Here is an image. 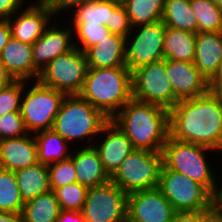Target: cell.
<instances>
[{
  "mask_svg": "<svg viewBox=\"0 0 222 222\" xmlns=\"http://www.w3.org/2000/svg\"><path fill=\"white\" fill-rule=\"evenodd\" d=\"M169 124L172 138L222 151V102L211 90L179 100L169 110Z\"/></svg>",
  "mask_w": 222,
  "mask_h": 222,
  "instance_id": "1",
  "label": "cell"
},
{
  "mask_svg": "<svg viewBox=\"0 0 222 222\" xmlns=\"http://www.w3.org/2000/svg\"><path fill=\"white\" fill-rule=\"evenodd\" d=\"M138 150L162 152L170 135L169 110L131 98L111 119Z\"/></svg>",
  "mask_w": 222,
  "mask_h": 222,
  "instance_id": "2",
  "label": "cell"
},
{
  "mask_svg": "<svg viewBox=\"0 0 222 222\" xmlns=\"http://www.w3.org/2000/svg\"><path fill=\"white\" fill-rule=\"evenodd\" d=\"M78 95L111 120L132 98V72L127 67L88 68Z\"/></svg>",
  "mask_w": 222,
  "mask_h": 222,
  "instance_id": "3",
  "label": "cell"
},
{
  "mask_svg": "<svg viewBox=\"0 0 222 222\" xmlns=\"http://www.w3.org/2000/svg\"><path fill=\"white\" fill-rule=\"evenodd\" d=\"M109 120L79 95H66L54 119L52 130L69 144L86 139L87 147H91Z\"/></svg>",
  "mask_w": 222,
  "mask_h": 222,
  "instance_id": "4",
  "label": "cell"
},
{
  "mask_svg": "<svg viewBox=\"0 0 222 222\" xmlns=\"http://www.w3.org/2000/svg\"><path fill=\"white\" fill-rule=\"evenodd\" d=\"M215 150L189 142L167 138L162 150L163 164L175 172L183 173L190 179L202 184L214 197L218 192L216 172L209 166L207 153Z\"/></svg>",
  "mask_w": 222,
  "mask_h": 222,
  "instance_id": "5",
  "label": "cell"
},
{
  "mask_svg": "<svg viewBox=\"0 0 222 222\" xmlns=\"http://www.w3.org/2000/svg\"><path fill=\"white\" fill-rule=\"evenodd\" d=\"M158 188L178 214H198L214 208V196L202 184L164 164Z\"/></svg>",
  "mask_w": 222,
  "mask_h": 222,
  "instance_id": "6",
  "label": "cell"
},
{
  "mask_svg": "<svg viewBox=\"0 0 222 222\" xmlns=\"http://www.w3.org/2000/svg\"><path fill=\"white\" fill-rule=\"evenodd\" d=\"M162 165V152L135 149L110 176V180L127 195L156 188Z\"/></svg>",
  "mask_w": 222,
  "mask_h": 222,
  "instance_id": "7",
  "label": "cell"
},
{
  "mask_svg": "<svg viewBox=\"0 0 222 222\" xmlns=\"http://www.w3.org/2000/svg\"><path fill=\"white\" fill-rule=\"evenodd\" d=\"M25 81L24 96L21 99V116L24 125L29 133L41 130H52L54 119L59 112L63 99L66 97L64 92L41 84L38 80L32 87Z\"/></svg>",
  "mask_w": 222,
  "mask_h": 222,
  "instance_id": "8",
  "label": "cell"
},
{
  "mask_svg": "<svg viewBox=\"0 0 222 222\" xmlns=\"http://www.w3.org/2000/svg\"><path fill=\"white\" fill-rule=\"evenodd\" d=\"M87 70L85 53L75 47L50 61L37 80L66 95H78L82 90Z\"/></svg>",
  "mask_w": 222,
  "mask_h": 222,
  "instance_id": "9",
  "label": "cell"
},
{
  "mask_svg": "<svg viewBox=\"0 0 222 222\" xmlns=\"http://www.w3.org/2000/svg\"><path fill=\"white\" fill-rule=\"evenodd\" d=\"M132 98L170 110L178 100L166 72V59L132 72Z\"/></svg>",
  "mask_w": 222,
  "mask_h": 222,
  "instance_id": "10",
  "label": "cell"
},
{
  "mask_svg": "<svg viewBox=\"0 0 222 222\" xmlns=\"http://www.w3.org/2000/svg\"><path fill=\"white\" fill-rule=\"evenodd\" d=\"M165 31L166 26L162 21L132 28L126 37V67L131 72L164 60Z\"/></svg>",
  "mask_w": 222,
  "mask_h": 222,
  "instance_id": "11",
  "label": "cell"
},
{
  "mask_svg": "<svg viewBox=\"0 0 222 222\" xmlns=\"http://www.w3.org/2000/svg\"><path fill=\"white\" fill-rule=\"evenodd\" d=\"M127 194L111 180L89 187L81 210L86 222H126Z\"/></svg>",
  "mask_w": 222,
  "mask_h": 222,
  "instance_id": "12",
  "label": "cell"
},
{
  "mask_svg": "<svg viewBox=\"0 0 222 222\" xmlns=\"http://www.w3.org/2000/svg\"><path fill=\"white\" fill-rule=\"evenodd\" d=\"M177 216L158 187L127 195L126 222H175Z\"/></svg>",
  "mask_w": 222,
  "mask_h": 222,
  "instance_id": "13",
  "label": "cell"
},
{
  "mask_svg": "<svg viewBox=\"0 0 222 222\" xmlns=\"http://www.w3.org/2000/svg\"><path fill=\"white\" fill-rule=\"evenodd\" d=\"M26 7L8 18V23L12 38L33 45L55 16L40 2L34 1Z\"/></svg>",
  "mask_w": 222,
  "mask_h": 222,
  "instance_id": "14",
  "label": "cell"
},
{
  "mask_svg": "<svg viewBox=\"0 0 222 222\" xmlns=\"http://www.w3.org/2000/svg\"><path fill=\"white\" fill-rule=\"evenodd\" d=\"M166 72L178 101L192 99L210 90V83L193 62L166 59Z\"/></svg>",
  "mask_w": 222,
  "mask_h": 222,
  "instance_id": "15",
  "label": "cell"
},
{
  "mask_svg": "<svg viewBox=\"0 0 222 222\" xmlns=\"http://www.w3.org/2000/svg\"><path fill=\"white\" fill-rule=\"evenodd\" d=\"M60 27L58 23L50 24L39 39L32 45L33 47V63L34 67L41 72L43 68L53 59L60 55L66 54L73 48L74 38L73 29L68 27Z\"/></svg>",
  "mask_w": 222,
  "mask_h": 222,
  "instance_id": "16",
  "label": "cell"
},
{
  "mask_svg": "<svg viewBox=\"0 0 222 222\" xmlns=\"http://www.w3.org/2000/svg\"><path fill=\"white\" fill-rule=\"evenodd\" d=\"M99 135H104V138L101 137L99 144L93 147L98 152L105 171L111 176L135 148L125 133L111 120L104 125Z\"/></svg>",
  "mask_w": 222,
  "mask_h": 222,
  "instance_id": "17",
  "label": "cell"
},
{
  "mask_svg": "<svg viewBox=\"0 0 222 222\" xmlns=\"http://www.w3.org/2000/svg\"><path fill=\"white\" fill-rule=\"evenodd\" d=\"M38 162L33 133L0 140V168L16 172Z\"/></svg>",
  "mask_w": 222,
  "mask_h": 222,
  "instance_id": "18",
  "label": "cell"
},
{
  "mask_svg": "<svg viewBox=\"0 0 222 222\" xmlns=\"http://www.w3.org/2000/svg\"><path fill=\"white\" fill-rule=\"evenodd\" d=\"M1 62L14 80H24L33 83L40 72L34 67L33 47L31 44L10 38L2 50ZM33 78V79H32Z\"/></svg>",
  "mask_w": 222,
  "mask_h": 222,
  "instance_id": "19",
  "label": "cell"
},
{
  "mask_svg": "<svg viewBox=\"0 0 222 222\" xmlns=\"http://www.w3.org/2000/svg\"><path fill=\"white\" fill-rule=\"evenodd\" d=\"M222 62V32L197 33L194 65L210 82L217 74Z\"/></svg>",
  "mask_w": 222,
  "mask_h": 222,
  "instance_id": "20",
  "label": "cell"
},
{
  "mask_svg": "<svg viewBox=\"0 0 222 222\" xmlns=\"http://www.w3.org/2000/svg\"><path fill=\"white\" fill-rule=\"evenodd\" d=\"M84 53L88 68L126 67V37L110 33Z\"/></svg>",
  "mask_w": 222,
  "mask_h": 222,
  "instance_id": "21",
  "label": "cell"
},
{
  "mask_svg": "<svg viewBox=\"0 0 222 222\" xmlns=\"http://www.w3.org/2000/svg\"><path fill=\"white\" fill-rule=\"evenodd\" d=\"M71 151L77 182L89 187L103 185L110 181L109 174L105 171L98 152L93 146H84Z\"/></svg>",
  "mask_w": 222,
  "mask_h": 222,
  "instance_id": "22",
  "label": "cell"
},
{
  "mask_svg": "<svg viewBox=\"0 0 222 222\" xmlns=\"http://www.w3.org/2000/svg\"><path fill=\"white\" fill-rule=\"evenodd\" d=\"M18 189L24 202L49 192L48 165L37 162L15 172Z\"/></svg>",
  "mask_w": 222,
  "mask_h": 222,
  "instance_id": "23",
  "label": "cell"
},
{
  "mask_svg": "<svg viewBox=\"0 0 222 222\" xmlns=\"http://www.w3.org/2000/svg\"><path fill=\"white\" fill-rule=\"evenodd\" d=\"M197 33L166 27L164 59L194 62Z\"/></svg>",
  "mask_w": 222,
  "mask_h": 222,
  "instance_id": "24",
  "label": "cell"
},
{
  "mask_svg": "<svg viewBox=\"0 0 222 222\" xmlns=\"http://www.w3.org/2000/svg\"><path fill=\"white\" fill-rule=\"evenodd\" d=\"M37 144L38 162L50 165L71 156L69 143L53 130H41L34 133ZM70 151V152H69Z\"/></svg>",
  "mask_w": 222,
  "mask_h": 222,
  "instance_id": "25",
  "label": "cell"
},
{
  "mask_svg": "<svg viewBox=\"0 0 222 222\" xmlns=\"http://www.w3.org/2000/svg\"><path fill=\"white\" fill-rule=\"evenodd\" d=\"M61 211L52 190L24 203L22 222H56Z\"/></svg>",
  "mask_w": 222,
  "mask_h": 222,
  "instance_id": "26",
  "label": "cell"
},
{
  "mask_svg": "<svg viewBox=\"0 0 222 222\" xmlns=\"http://www.w3.org/2000/svg\"><path fill=\"white\" fill-rule=\"evenodd\" d=\"M118 5L105 0H92L78 5L72 8V19L70 18L72 23L70 27L73 29L78 23L107 26V23H110L111 13Z\"/></svg>",
  "mask_w": 222,
  "mask_h": 222,
  "instance_id": "27",
  "label": "cell"
},
{
  "mask_svg": "<svg viewBox=\"0 0 222 222\" xmlns=\"http://www.w3.org/2000/svg\"><path fill=\"white\" fill-rule=\"evenodd\" d=\"M162 22L166 27L197 33V21L190 0H164Z\"/></svg>",
  "mask_w": 222,
  "mask_h": 222,
  "instance_id": "28",
  "label": "cell"
},
{
  "mask_svg": "<svg viewBox=\"0 0 222 222\" xmlns=\"http://www.w3.org/2000/svg\"><path fill=\"white\" fill-rule=\"evenodd\" d=\"M122 5L132 28L162 21L164 0H126Z\"/></svg>",
  "mask_w": 222,
  "mask_h": 222,
  "instance_id": "29",
  "label": "cell"
},
{
  "mask_svg": "<svg viewBox=\"0 0 222 222\" xmlns=\"http://www.w3.org/2000/svg\"><path fill=\"white\" fill-rule=\"evenodd\" d=\"M191 9L196 16L197 33L222 32V9L211 0H190Z\"/></svg>",
  "mask_w": 222,
  "mask_h": 222,
  "instance_id": "30",
  "label": "cell"
},
{
  "mask_svg": "<svg viewBox=\"0 0 222 222\" xmlns=\"http://www.w3.org/2000/svg\"><path fill=\"white\" fill-rule=\"evenodd\" d=\"M24 203L15 172L0 168V211L21 213Z\"/></svg>",
  "mask_w": 222,
  "mask_h": 222,
  "instance_id": "31",
  "label": "cell"
},
{
  "mask_svg": "<svg viewBox=\"0 0 222 222\" xmlns=\"http://www.w3.org/2000/svg\"><path fill=\"white\" fill-rule=\"evenodd\" d=\"M52 191L62 210L81 211L86 201L88 187L73 182Z\"/></svg>",
  "mask_w": 222,
  "mask_h": 222,
  "instance_id": "32",
  "label": "cell"
},
{
  "mask_svg": "<svg viewBox=\"0 0 222 222\" xmlns=\"http://www.w3.org/2000/svg\"><path fill=\"white\" fill-rule=\"evenodd\" d=\"M73 40L76 48L85 52L88 48L100 43L111 33L106 26L103 25H87V23H78L73 28ZM77 38V39H76ZM78 41V42H77Z\"/></svg>",
  "mask_w": 222,
  "mask_h": 222,
  "instance_id": "33",
  "label": "cell"
},
{
  "mask_svg": "<svg viewBox=\"0 0 222 222\" xmlns=\"http://www.w3.org/2000/svg\"><path fill=\"white\" fill-rule=\"evenodd\" d=\"M48 172L51 190L77 182L72 156L48 165Z\"/></svg>",
  "mask_w": 222,
  "mask_h": 222,
  "instance_id": "34",
  "label": "cell"
},
{
  "mask_svg": "<svg viewBox=\"0 0 222 222\" xmlns=\"http://www.w3.org/2000/svg\"><path fill=\"white\" fill-rule=\"evenodd\" d=\"M25 89L24 80H14L0 92V116L9 112H20L21 99Z\"/></svg>",
  "mask_w": 222,
  "mask_h": 222,
  "instance_id": "35",
  "label": "cell"
},
{
  "mask_svg": "<svg viewBox=\"0 0 222 222\" xmlns=\"http://www.w3.org/2000/svg\"><path fill=\"white\" fill-rule=\"evenodd\" d=\"M28 133L20 112L0 116V140L21 137Z\"/></svg>",
  "mask_w": 222,
  "mask_h": 222,
  "instance_id": "36",
  "label": "cell"
},
{
  "mask_svg": "<svg viewBox=\"0 0 222 222\" xmlns=\"http://www.w3.org/2000/svg\"><path fill=\"white\" fill-rule=\"evenodd\" d=\"M111 33L127 37L132 30L128 14L123 5H118L111 13L110 23L106 26Z\"/></svg>",
  "mask_w": 222,
  "mask_h": 222,
  "instance_id": "37",
  "label": "cell"
},
{
  "mask_svg": "<svg viewBox=\"0 0 222 222\" xmlns=\"http://www.w3.org/2000/svg\"><path fill=\"white\" fill-rule=\"evenodd\" d=\"M175 222H222V216L214 207L198 214H178Z\"/></svg>",
  "mask_w": 222,
  "mask_h": 222,
  "instance_id": "38",
  "label": "cell"
},
{
  "mask_svg": "<svg viewBox=\"0 0 222 222\" xmlns=\"http://www.w3.org/2000/svg\"><path fill=\"white\" fill-rule=\"evenodd\" d=\"M92 0H42L40 3L45 5L56 17L59 13L67 8H72L87 3ZM57 14V15H56Z\"/></svg>",
  "mask_w": 222,
  "mask_h": 222,
  "instance_id": "39",
  "label": "cell"
},
{
  "mask_svg": "<svg viewBox=\"0 0 222 222\" xmlns=\"http://www.w3.org/2000/svg\"><path fill=\"white\" fill-rule=\"evenodd\" d=\"M24 2L27 3L24 0H0V16L3 19L10 18L24 6Z\"/></svg>",
  "mask_w": 222,
  "mask_h": 222,
  "instance_id": "40",
  "label": "cell"
},
{
  "mask_svg": "<svg viewBox=\"0 0 222 222\" xmlns=\"http://www.w3.org/2000/svg\"><path fill=\"white\" fill-rule=\"evenodd\" d=\"M84 217L81 211L62 210L56 222H84Z\"/></svg>",
  "mask_w": 222,
  "mask_h": 222,
  "instance_id": "41",
  "label": "cell"
},
{
  "mask_svg": "<svg viewBox=\"0 0 222 222\" xmlns=\"http://www.w3.org/2000/svg\"><path fill=\"white\" fill-rule=\"evenodd\" d=\"M11 38V30L8 23V19L0 20V56L3 48Z\"/></svg>",
  "mask_w": 222,
  "mask_h": 222,
  "instance_id": "42",
  "label": "cell"
},
{
  "mask_svg": "<svg viewBox=\"0 0 222 222\" xmlns=\"http://www.w3.org/2000/svg\"><path fill=\"white\" fill-rule=\"evenodd\" d=\"M209 83L210 90L222 102V79H212Z\"/></svg>",
  "mask_w": 222,
  "mask_h": 222,
  "instance_id": "43",
  "label": "cell"
},
{
  "mask_svg": "<svg viewBox=\"0 0 222 222\" xmlns=\"http://www.w3.org/2000/svg\"><path fill=\"white\" fill-rule=\"evenodd\" d=\"M0 222H22L21 213L1 212Z\"/></svg>",
  "mask_w": 222,
  "mask_h": 222,
  "instance_id": "44",
  "label": "cell"
},
{
  "mask_svg": "<svg viewBox=\"0 0 222 222\" xmlns=\"http://www.w3.org/2000/svg\"><path fill=\"white\" fill-rule=\"evenodd\" d=\"M13 81V77L9 74L6 67L0 60V84H11Z\"/></svg>",
  "mask_w": 222,
  "mask_h": 222,
  "instance_id": "45",
  "label": "cell"
},
{
  "mask_svg": "<svg viewBox=\"0 0 222 222\" xmlns=\"http://www.w3.org/2000/svg\"><path fill=\"white\" fill-rule=\"evenodd\" d=\"M214 207L217 212L222 216V184L219 187L216 196L214 197Z\"/></svg>",
  "mask_w": 222,
  "mask_h": 222,
  "instance_id": "46",
  "label": "cell"
},
{
  "mask_svg": "<svg viewBox=\"0 0 222 222\" xmlns=\"http://www.w3.org/2000/svg\"><path fill=\"white\" fill-rule=\"evenodd\" d=\"M213 79H222V62L220 63L219 70Z\"/></svg>",
  "mask_w": 222,
  "mask_h": 222,
  "instance_id": "47",
  "label": "cell"
},
{
  "mask_svg": "<svg viewBox=\"0 0 222 222\" xmlns=\"http://www.w3.org/2000/svg\"><path fill=\"white\" fill-rule=\"evenodd\" d=\"M217 7L222 9V0H211Z\"/></svg>",
  "mask_w": 222,
  "mask_h": 222,
  "instance_id": "48",
  "label": "cell"
},
{
  "mask_svg": "<svg viewBox=\"0 0 222 222\" xmlns=\"http://www.w3.org/2000/svg\"><path fill=\"white\" fill-rule=\"evenodd\" d=\"M105 1L114 2V3H117L119 5H122L126 0H105Z\"/></svg>",
  "mask_w": 222,
  "mask_h": 222,
  "instance_id": "49",
  "label": "cell"
},
{
  "mask_svg": "<svg viewBox=\"0 0 222 222\" xmlns=\"http://www.w3.org/2000/svg\"><path fill=\"white\" fill-rule=\"evenodd\" d=\"M7 85H9V84H0V92L4 88V86H7Z\"/></svg>",
  "mask_w": 222,
  "mask_h": 222,
  "instance_id": "50",
  "label": "cell"
}]
</instances>
